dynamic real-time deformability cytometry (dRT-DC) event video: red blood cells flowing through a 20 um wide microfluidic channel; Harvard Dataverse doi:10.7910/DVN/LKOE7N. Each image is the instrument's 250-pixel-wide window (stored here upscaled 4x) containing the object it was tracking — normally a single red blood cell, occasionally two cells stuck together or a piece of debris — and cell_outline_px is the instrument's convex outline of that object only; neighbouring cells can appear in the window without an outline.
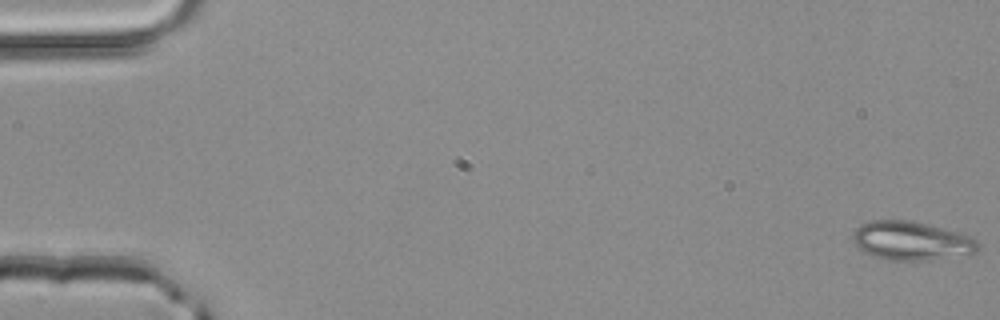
{"species": "common noctule bat (a hibernating species)", "species_latin": "Nyctalus noctula", "temperature_condition": "room temperature", "stored_images_in_passage": 51, "camera_frame_rate_fps": 3000, "um_per_image_px": 0.085, "animal": {"sex": "male", "body_mass_g": 20.4}, "frame": {"image": 1, "passage_image": 1, "time_ms": 0.0, "image_size_px": [1000, 320], "cell_outline_px": [[976, 252], [928, 260], [888, 260], [864, 252], [852, 240], [852, 236], [856, 228], [860, 224], [872, 220], [912, 220], [956, 232], [968, 236], [976, 240]], "centroid_in_image_um": [77.39, 20.45], "position_along_channel_um": 7.6, "area_um2": 27.69}}
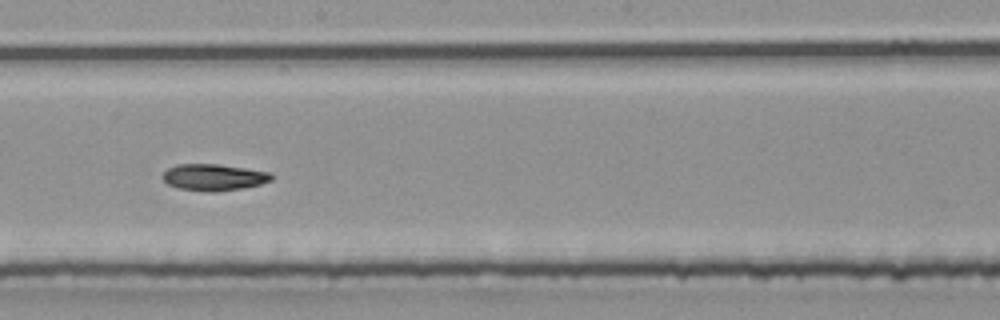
{"frame": {"image": 2, "passage_image": 29, "time_ms": 9.333, "image_size_px": [1000, 320], "cell_outline_px": [[272, 180], [260, 184], [240, 188], [216, 192], [204, 192], [176, 188], [168, 184], [160, 176], [168, 168], [176, 164], [216, 164], [244, 168], [268, 172], [272, 176]], "centroid_in_image_um": [18.1, 15.07], "position_along_channel_um": 230.1, "area_um2": 16.82}}
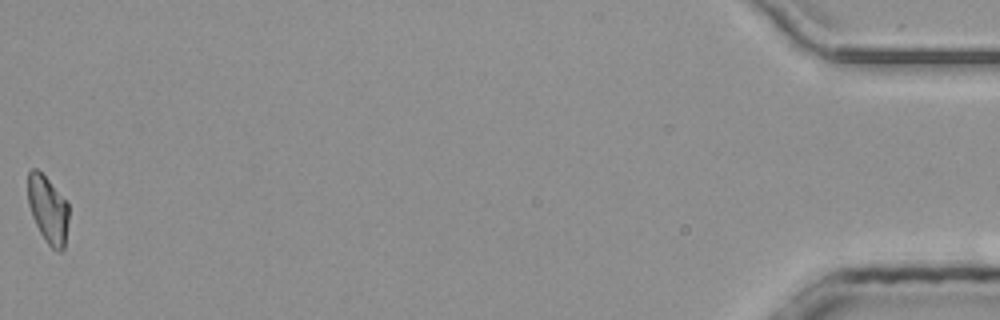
{"frame": {"image": 3, "passage_image": 51, "time_ms": 16.667, "image_size_px": [1000, 320], "cell_outline_px": [[68, 220], [64, 248], [60, 252], [56, 252], [44, 240], [32, 216], [28, 204], [28, 172], [32, 168], [36, 168], [68, 200]], "centroid_in_image_um": [4.08, 17.82], "position_along_channel_um": 431.1, "area_um2": 16.13}, "authors_computed_cell_mechanics": {"area_um2": 17.2822, "velocity_mm_per_s": 4.1578, "shape_relaxation_time_tau1_ms": 9.7905, "shape_relaxation_time_tau2_ms": null, "deformation_change_tau1": 0.2577, "deformation_change_tau2": null}}